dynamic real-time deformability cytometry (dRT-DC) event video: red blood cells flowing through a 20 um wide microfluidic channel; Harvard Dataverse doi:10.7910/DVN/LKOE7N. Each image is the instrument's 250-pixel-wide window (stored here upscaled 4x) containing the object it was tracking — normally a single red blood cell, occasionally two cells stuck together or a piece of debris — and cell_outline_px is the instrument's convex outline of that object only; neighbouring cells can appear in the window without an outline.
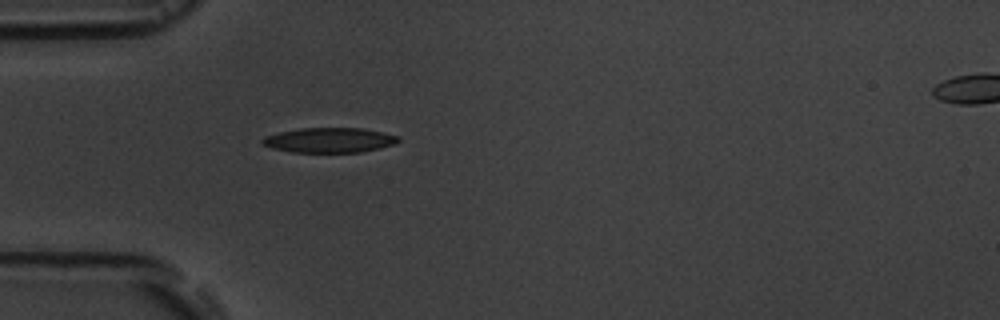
{"species": "common noctule bat (a hibernating species)", "species_latin": "Nyctalus noctula", "temperature_condition": "room temperature", "stored_images_in_passage": 2, "segment_of_instrument_passage": [1, 2], "camera_frame_rate_fps": 3000, "um_per_image_px": 0.085, "animal": {"sex": "male", "body_mass_g": 19.5, "forearm_length_mm": 54.6}, "frame": {"image": 1, "passage_image": 1, "time_ms": 0.0, "image_size_px": [1000, 320], "cell_outline_px": [[400, 140], [392, 144], [380, 148], [360, 152], [292, 152], [272, 148], [260, 144], [260, 140], [264, 136], [280, 132], [300, 128], [364, 128], [400, 136]], "centroid_in_image_um": [27.97, 11.91], "position_along_channel_um": 57.0, "area_um2": 19.77}}